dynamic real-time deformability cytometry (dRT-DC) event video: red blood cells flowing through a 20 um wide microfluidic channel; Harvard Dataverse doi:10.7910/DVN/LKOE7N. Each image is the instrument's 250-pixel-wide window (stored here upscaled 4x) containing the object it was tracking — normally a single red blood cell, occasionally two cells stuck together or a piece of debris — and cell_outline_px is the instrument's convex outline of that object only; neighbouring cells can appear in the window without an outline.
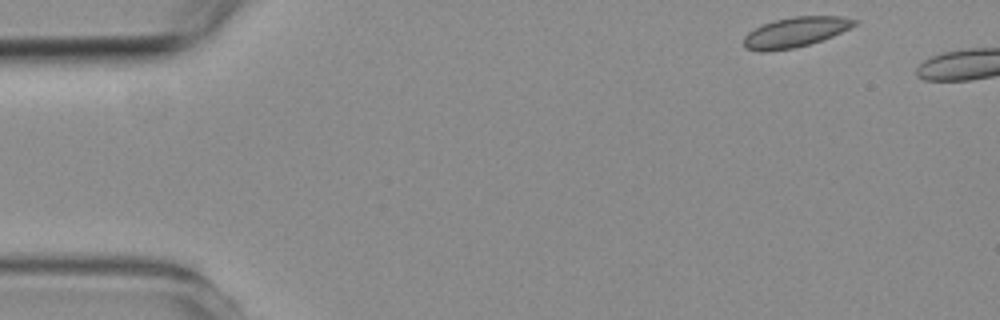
{"species": "common noctule bat (a hibernating species)", "species_latin": "Nyctalus noctula", "temperature_condition": "room temperature", "stored_images_in_passage": 4, "camera_frame_rate_fps": 3000, "um_per_image_px": 0.085, "animal": {"sex": "female", "body_mass_g": 19.3, "forearm_length_mm": 54.1}, "frame": {"image": 1, "passage_image": 1, "time_ms": 0.0, "image_size_px": [1000, 320], "cell_outline_px": [[860, 20], [856, 24], [832, 36], [808, 44], [792, 48], [764, 52], [760, 52], [744, 48], [744, 36], [748, 32], [764, 24], [776, 20], [796, 16], [844, 16]], "centroid_in_image_um": [67.6, 2.73], "position_along_channel_um": 17.4, "area_um2": 19.13}}
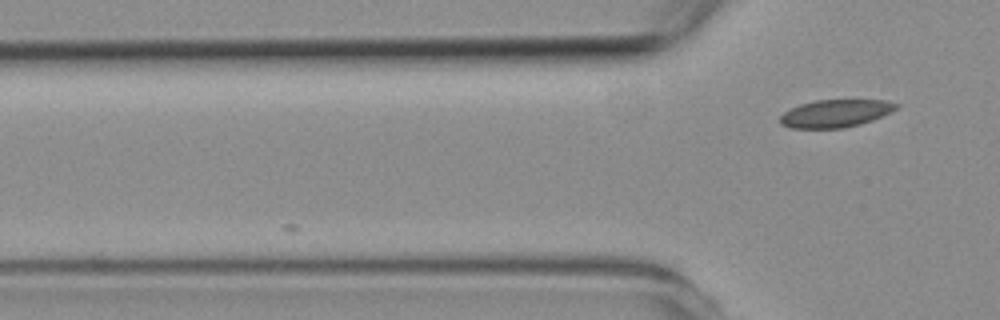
{"frame": {"image": 2, "passage_image": 4, "time_ms": 3.333, "image_size_px": [1000, 320], "cell_outline_px": [[900, 104], [896, 108], [872, 120], [860, 124], [844, 128], [792, 128], [780, 124], [780, 116], [784, 112], [800, 104], [816, 100], [888, 100]], "centroid_in_image_um": [71.0, 9.64], "position_along_channel_um": 54.8, "area_um2": 18.55}}